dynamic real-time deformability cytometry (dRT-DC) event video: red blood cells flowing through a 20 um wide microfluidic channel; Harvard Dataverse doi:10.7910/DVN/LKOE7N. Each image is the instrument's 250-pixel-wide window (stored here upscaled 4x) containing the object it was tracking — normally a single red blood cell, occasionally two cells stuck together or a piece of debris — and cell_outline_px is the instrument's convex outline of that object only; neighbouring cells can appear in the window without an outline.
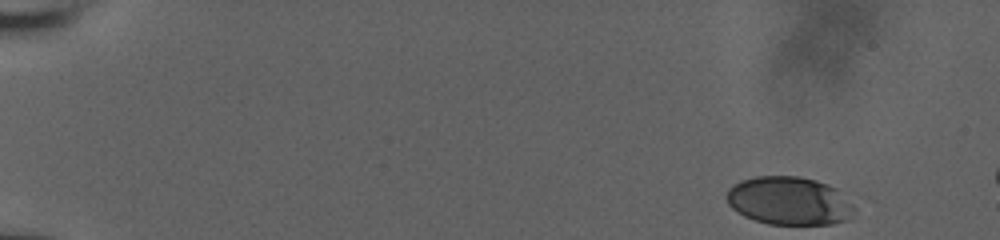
{"species": "human", "species_latin": "Homo sapiens", "temperature_condition": "room temperature", "stored_images_in_passage": 8, "camera_frame_rate_fps": 3000, "um_per_image_px": 0.085, "donor": {"sex": "male"}, "frame": {"image": 1, "passage_image": 1, "time_ms": 0.0, "image_size_px": [1000, 240], "cell_outline_px": [[848, 220], [832, 224], [768, 224], [744, 216], [732, 208], [728, 204], [724, 196], [728, 188], [732, 184], [740, 180], [756, 176], [800, 176], [816, 180], [828, 184], [836, 188], [848, 216]], "centroid_in_image_um": [66.87, 17.05], "position_along_channel_um": 18.1, "area_um2": 34.91}}